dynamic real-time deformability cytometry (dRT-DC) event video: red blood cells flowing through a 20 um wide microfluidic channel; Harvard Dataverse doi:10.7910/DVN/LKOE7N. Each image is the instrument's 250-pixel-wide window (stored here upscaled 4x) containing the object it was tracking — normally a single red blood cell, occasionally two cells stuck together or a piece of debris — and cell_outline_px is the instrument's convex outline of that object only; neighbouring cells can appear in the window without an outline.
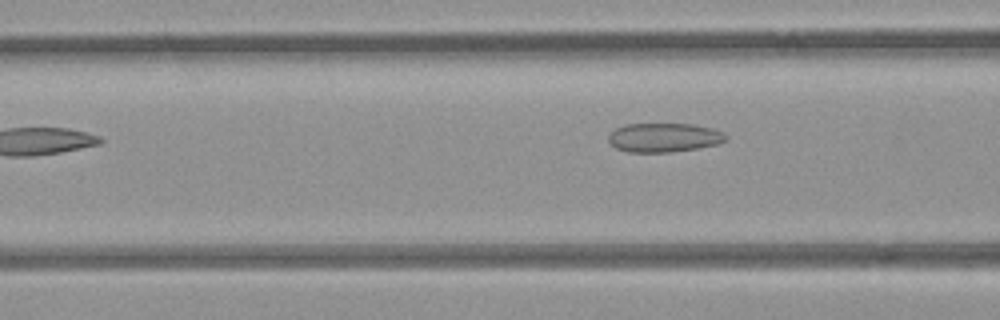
{"species": "common noctule bat (a hibernating species)", "species_latin": "Nyctalus noctula", "temperature_condition": "room temperature", "stored_images_in_passage": 4, "camera_frame_rate_fps": 3000, "um_per_image_px": 0.085, "animal": {"sex": "female", "body_mass_g": 21.9}, "frame": {"image": 1, "passage_image": 4, "time_ms": 1.0, "image_size_px": [1000, 320], "cell_outline_px": [[728, 140], [720, 144], [672, 152], [628, 152], [616, 148], [608, 140], [608, 136], [616, 128], [624, 124], [696, 124], [712, 128], [724, 132], [728, 136]], "centroid_in_image_um": [56.49, 11.69], "position_along_channel_um": 110.1, "area_um2": 20.06}}